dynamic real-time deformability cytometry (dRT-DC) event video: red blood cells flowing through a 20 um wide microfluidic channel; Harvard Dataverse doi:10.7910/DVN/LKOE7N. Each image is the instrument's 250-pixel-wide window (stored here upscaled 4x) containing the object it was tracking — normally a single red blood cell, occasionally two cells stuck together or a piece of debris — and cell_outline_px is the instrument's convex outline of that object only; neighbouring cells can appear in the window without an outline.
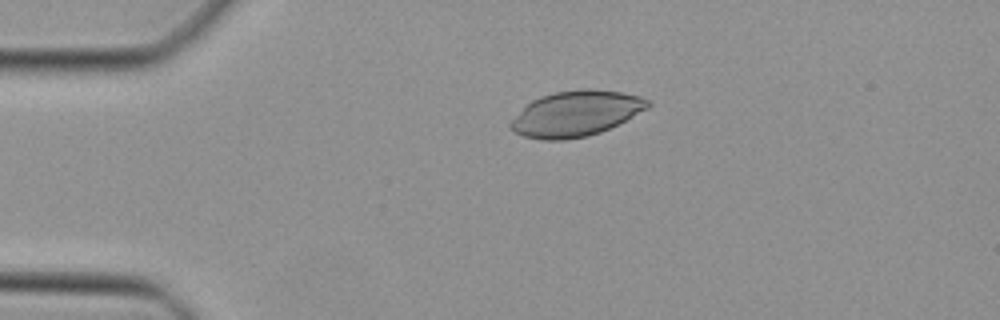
{"species": "Egyptian fruit bat (a non-hibernating species)", "species_latin": "Rousettus aegyptiacus", "temperature_condition": "cold", "stored_images_in_passage": 48, "camera_frame_rate_fps": 3000, "um_per_image_px": 0.085, "animal": {"sex": "female"}, "frame": {"image": 1, "passage_image": 11, "time_ms": 3.333, "image_size_px": [1000, 320], "cell_outline_px": [[652, 104], [648, 108], [600, 132], [588, 136], [564, 140], [544, 140], [524, 136], [508, 128], [508, 124], [532, 100], [540, 96], [556, 92], [580, 88], [592, 88], [624, 92], [640, 96], [652, 100]], "centroid_in_image_um": [48.98, 9.64], "position_along_channel_um": 36.0, "area_um2": 36.3}}
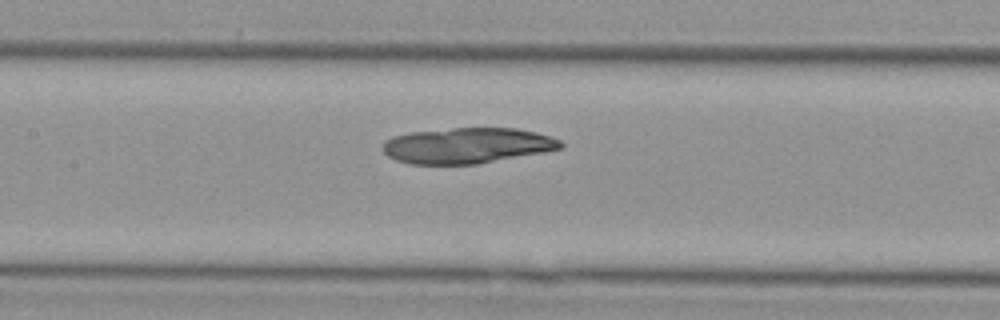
{"frame": {"image": 2, "passage_image": 23, "time_ms": 7.333, "image_size_px": [1000, 320], "cell_outline_px": [[564, 148], [544, 152], [476, 164], [408, 164], [396, 160], [388, 156], [380, 148], [384, 140], [392, 136], [412, 132], [452, 128], [516, 128], [536, 132], [560, 140], [564, 144]], "centroid_in_image_um": [39.68, 12.37], "position_along_channel_um": 167.7, "area_um2": 37.11}}
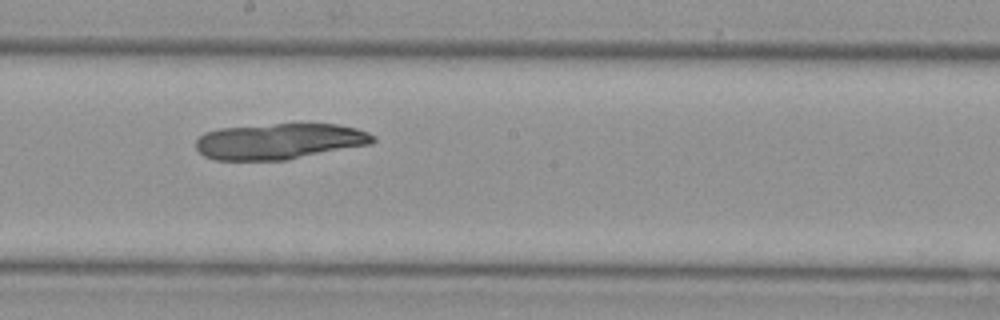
{"frame": {"image": 3, "passage_image": 27, "time_ms": 8.667, "image_size_px": [1000, 320], "cell_outline_px": [[376, 140], [372, 144], [288, 160], [216, 160], [204, 156], [196, 148], [196, 140], [204, 132], [220, 128], [276, 124], [336, 124], [356, 128], [368, 132], [376, 136]], "centroid_in_image_um": [23.78, 12.02], "position_along_channel_um": 224.4, "area_um2": 37.22}}